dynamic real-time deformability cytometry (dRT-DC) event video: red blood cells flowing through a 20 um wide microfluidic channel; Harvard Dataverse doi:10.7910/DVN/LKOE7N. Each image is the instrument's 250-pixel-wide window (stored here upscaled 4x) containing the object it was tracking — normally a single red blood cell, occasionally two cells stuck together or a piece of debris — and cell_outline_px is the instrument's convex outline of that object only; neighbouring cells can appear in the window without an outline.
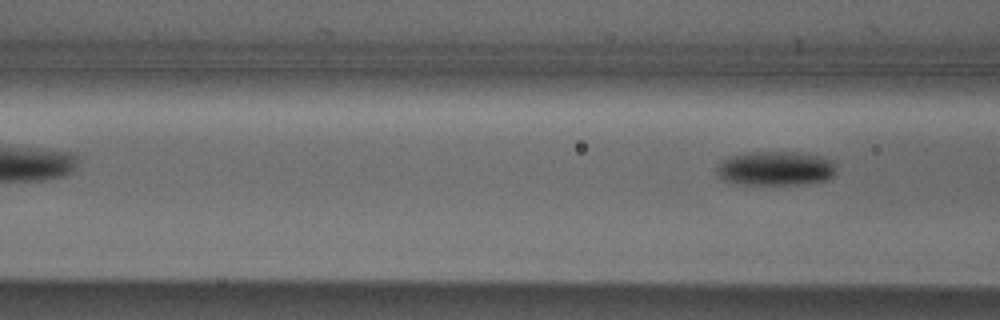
{"species": "Egyptian fruit bat (a non-hibernating species)", "species_latin": "Rousettus aegyptiacus", "temperature_condition": "cold", "stored_images_in_passage": 3, "camera_frame_rate_fps": 3000, "um_per_image_px": 0.085, "animal": {"sex": "male"}, "frame": {"image": 1, "passage_image": 3, "time_ms": 0.667, "image_size_px": [1000, 320], "cell_outline_px": [[836, 168], [832, 176], [828, 180], [808, 184], [740, 184], [724, 180], [716, 172], [716, 168], [728, 156], [748, 152], [804, 152], [828, 156], [832, 160]], "centroid_in_image_um": [65.99, 14.3], "position_along_channel_um": 100.6, "area_um2": 24.22}}